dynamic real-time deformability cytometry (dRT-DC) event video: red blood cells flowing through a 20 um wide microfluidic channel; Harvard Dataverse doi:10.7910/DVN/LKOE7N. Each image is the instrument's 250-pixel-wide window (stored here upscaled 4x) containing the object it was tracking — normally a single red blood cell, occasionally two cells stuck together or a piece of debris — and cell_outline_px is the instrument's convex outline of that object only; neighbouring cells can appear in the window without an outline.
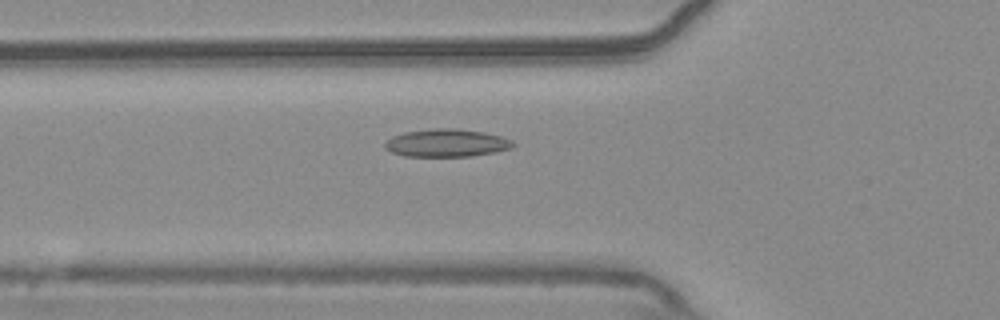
{"species": "common noctule bat (a hibernating species)", "species_latin": "Nyctalus noctula", "temperature_condition": "warm", "stored_images_in_passage": 37, "camera_frame_rate_fps": 3000, "um_per_image_px": 0.085, "animal": {"sex": "male", "body_mass_g": 20.4}, "frame": {"image": 1, "passage_image": 7, "time_ms": 2.0, "image_size_px": [1000, 320], "cell_outline_px": [[516, 144], [512, 148], [496, 152], [472, 156], [404, 156], [392, 152], [384, 148], [384, 144], [392, 136], [404, 132], [432, 128], [452, 128], [484, 132], [500, 136], [512, 140]], "centroid_in_image_um": [37.97, 12.15], "position_along_channel_um": 87.8, "area_um2": 20.81}}
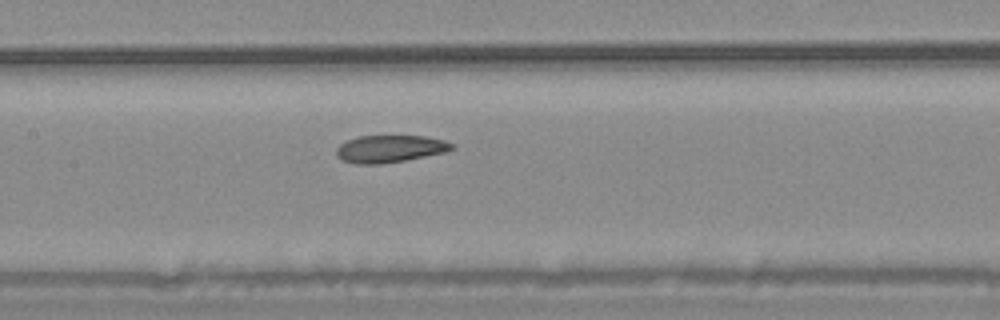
{"frame": {"image": 2, "passage_image": 14, "time_ms": 4.333, "image_size_px": [1000, 320], "cell_outline_px": [[456, 148], [444, 152], [404, 160], [380, 164], [356, 164], [344, 160], [336, 156], [336, 148], [340, 144], [348, 140], [360, 136], [424, 136], [444, 140], [452, 144]], "centroid_in_image_um": [33.12, 12.64], "position_along_channel_um": 174.3, "area_um2": 18.15}}
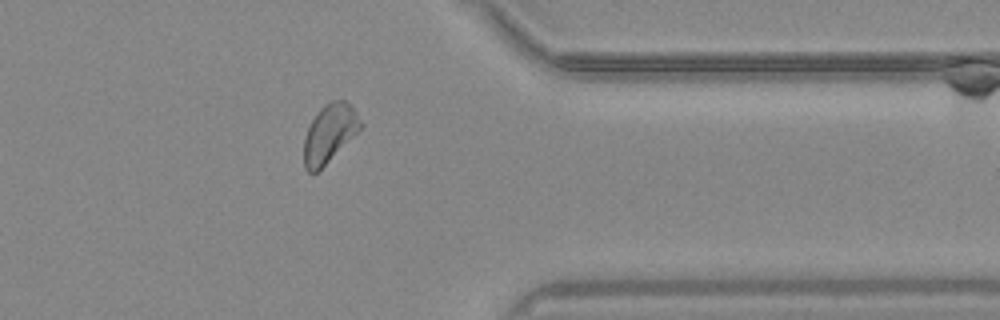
{"frame": {"image": 3, "passage_image": 32, "time_ms": 10.333, "image_size_px": [1000, 320], "cell_outline_px": [[364, 124], [316, 172], [308, 172], [304, 168], [304, 140], [308, 128], [316, 112], [324, 104], [332, 100], [344, 100], [356, 112]], "centroid_in_image_um": [27.98, 11.3], "position_along_channel_um": 383.4, "area_um2": 18.55}, "authors_computed_cell_mechanics": {"area_um2": 18.9006, "velocity_mm_per_s": 3.6783, "shape_relaxation_time_tau1_ms": null, "shape_relaxation_time_tau2_ms": 5.8499, "deformation_change_tau1": null, "deformation_change_tau2": 0.0983}}